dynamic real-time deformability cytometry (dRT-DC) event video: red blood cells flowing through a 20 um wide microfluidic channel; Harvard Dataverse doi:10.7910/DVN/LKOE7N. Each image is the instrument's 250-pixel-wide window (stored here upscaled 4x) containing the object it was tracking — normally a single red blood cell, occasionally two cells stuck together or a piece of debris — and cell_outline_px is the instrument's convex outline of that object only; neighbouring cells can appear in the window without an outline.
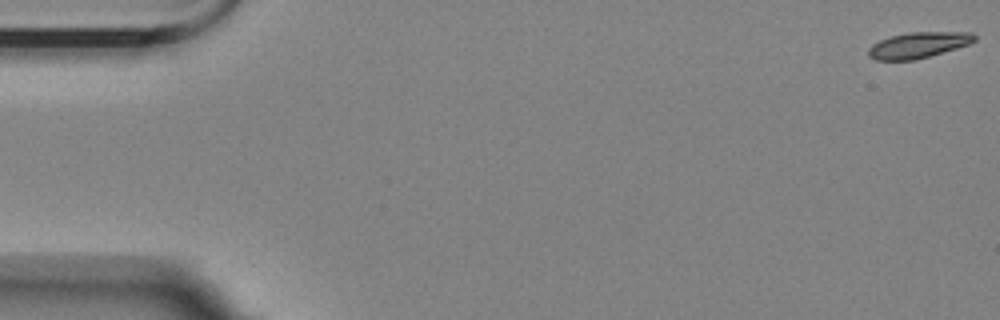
{"species": "Egyptian fruit bat (a non-hibernating species)", "species_latin": "Rousettus aegyptiacus", "temperature_condition": "room temperature", "stored_images_in_passage": 12, "camera_frame_rate_fps": 3000, "um_per_image_px": 0.085, "animal": {"sex": "female"}, "frame": {"image": 1, "passage_image": 1, "time_ms": 0.0, "image_size_px": [1000, 320], "cell_outline_px": [[976, 40], [968, 44], [956, 48], [916, 60], [876, 60], [868, 56], [868, 48], [872, 44], [880, 40], [892, 36], [908, 32], [972, 32], [976, 36]], "centroid_in_image_um": [78.04, 3.83], "position_along_channel_um": 7.0, "area_um2": 15.95}}